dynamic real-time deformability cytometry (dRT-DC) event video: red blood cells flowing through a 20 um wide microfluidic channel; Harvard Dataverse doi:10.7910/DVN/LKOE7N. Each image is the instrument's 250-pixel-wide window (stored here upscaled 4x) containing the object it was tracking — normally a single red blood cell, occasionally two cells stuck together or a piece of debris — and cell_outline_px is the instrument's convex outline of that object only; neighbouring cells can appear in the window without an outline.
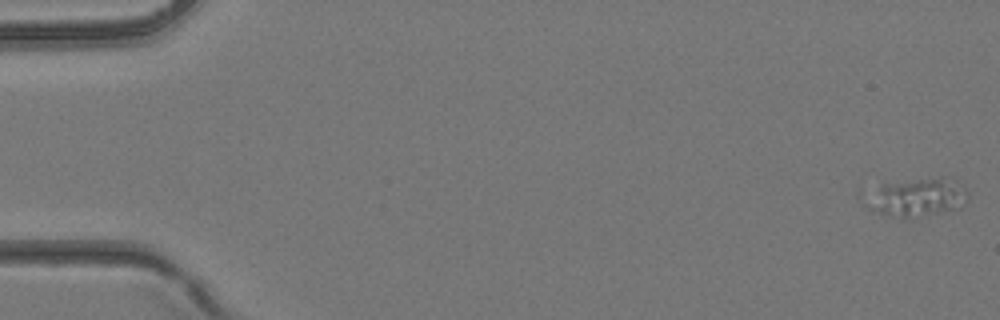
{"species": "common noctule bat (a hibernating species)", "species_latin": "Nyctalus noctula", "temperature_condition": "room temperature", "stored_images_in_passage": 4, "camera_frame_rate_fps": 3000, "um_per_image_px": 0.085, "animal": {"sex": "female", "body_mass_g": 24.6, "forearm_length_mm": 56.2}, "frame": {"image": 1, "passage_image": 1, "time_ms": 0.0, "image_size_px": [1000, 320], "cell_outline_px": [[960, 208], [912, 220], [908, 220], [888, 216], [872, 212], [864, 204], [860, 192], [860, 188], [884, 184], [940, 176], [956, 180], [960, 188]], "centroid_in_image_um": [77.62, 16.81], "position_along_channel_um": 7.4, "area_um2": 23.58}}
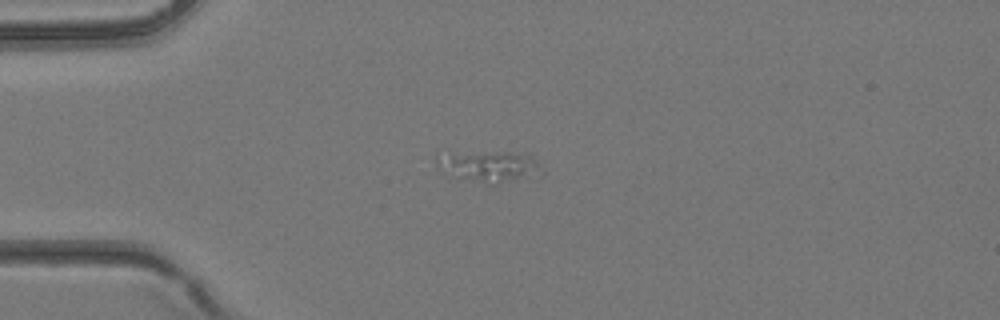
{"frame": {"image": 2, "passage_image": 3, "time_ms": 0.667, "image_size_px": [1000, 320], "cell_outline_px": [[544, 172], [540, 176], [492, 184], [448, 176], [444, 172], [444, 160], [452, 156], [496, 152], [528, 152], [536, 160]], "centroid_in_image_um": [41.92, 14.19], "position_along_channel_um": 43.1, "area_um2": 17.86}}